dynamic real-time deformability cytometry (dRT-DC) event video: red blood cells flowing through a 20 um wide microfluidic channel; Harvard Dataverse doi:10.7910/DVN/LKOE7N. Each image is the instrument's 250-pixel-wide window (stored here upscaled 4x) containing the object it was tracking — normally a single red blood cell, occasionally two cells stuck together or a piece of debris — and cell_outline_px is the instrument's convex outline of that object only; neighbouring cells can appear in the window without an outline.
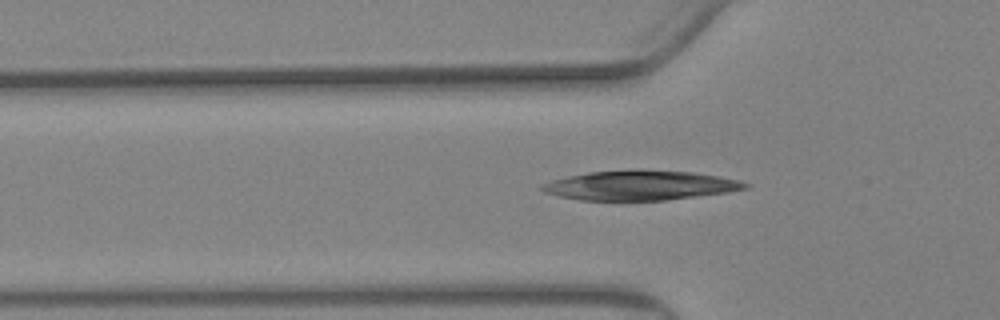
{"species": "Egyptian fruit bat (a non-hibernating species)", "species_latin": "Rousettus aegyptiacus", "temperature_condition": "warm", "stored_images_in_passage": 57, "camera_frame_rate_fps": 3000, "um_per_image_px": 0.085, "animal": {"sex": "female"}, "frame": {"image": 1, "passage_image": 19, "time_ms": 6.0, "image_size_px": [1000, 320], "cell_outline_px": [[748, 188], [728, 192], [664, 200], [580, 200], [560, 196], [544, 192], [540, 188], [544, 184], [552, 180], [568, 176], [588, 172], [636, 168], [692, 172], [716, 176], [736, 180], [748, 184]], "centroid_in_image_um": [54.38, 15.74], "position_along_channel_um": 71.4, "area_um2": 34.97}}
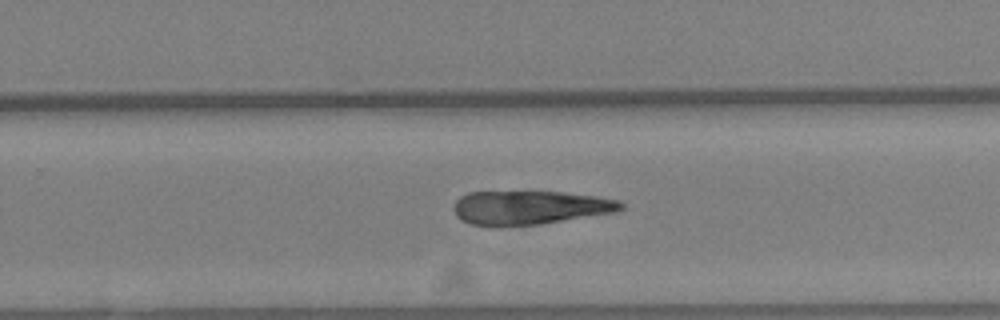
{"frame": {"image": 2, "passage_image": 37, "time_ms": 12.0, "image_size_px": [1000, 320], "cell_outline_px": [[624, 208], [616, 212], [540, 224], [472, 224], [456, 216], [452, 208], [456, 200], [460, 196], [468, 192], [564, 192], [596, 196], [620, 200], [624, 204]], "centroid_in_image_um": [45.09, 17.61], "position_along_channel_um": 284.7, "area_um2": 32.43}}
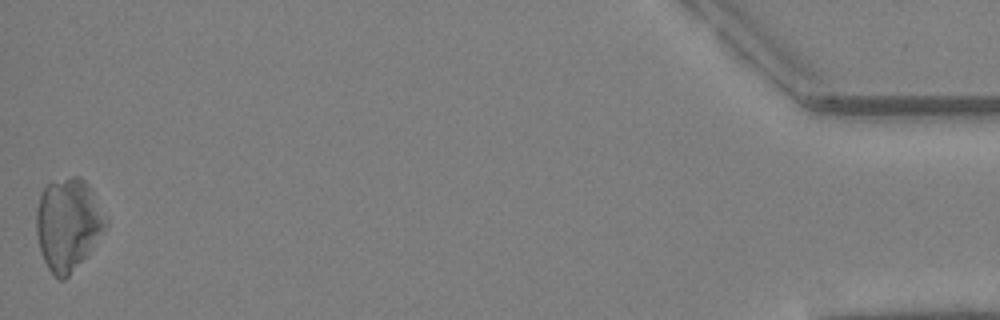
{"frame": {"image": 3, "passage_image": 57, "time_ms": 18.667, "image_size_px": [1000, 320], "cell_outline_px": [[108, 224], [88, 252], [68, 276], [64, 280], [60, 280], [48, 268], [40, 252], [36, 232], [36, 208], [40, 196], [44, 188], [48, 184], [72, 176], [80, 176], [84, 180], [92, 192]], "centroid_in_image_um": [5.74, 19.06], "position_along_channel_um": 429.5, "area_um2": 36.36}}